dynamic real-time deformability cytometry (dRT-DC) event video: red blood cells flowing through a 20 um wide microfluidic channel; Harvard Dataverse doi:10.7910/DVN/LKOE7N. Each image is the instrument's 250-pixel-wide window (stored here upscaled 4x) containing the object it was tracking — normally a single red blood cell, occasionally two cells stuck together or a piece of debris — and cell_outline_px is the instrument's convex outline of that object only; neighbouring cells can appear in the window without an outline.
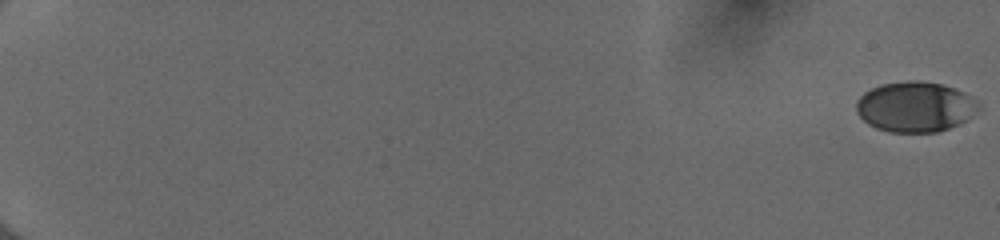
{"species": "human", "species_latin": "Homo sapiens", "temperature_condition": "cold", "stored_images_in_passage": 55, "camera_frame_rate_fps": 3000, "um_per_image_px": 0.085, "donor": {"sex": "female"}, "frame": {"image": 1, "passage_image": 1, "time_ms": 0.0, "image_size_px": [1000, 240], "cell_outline_px": [[980, 108], [976, 112], [964, 120], [948, 128], [936, 132], [888, 132], [876, 128], [868, 124], [856, 112], [856, 100], [864, 92], [880, 84], [916, 80], [944, 84], [956, 88], [964, 92], [976, 100], [980, 104]], "centroid_in_image_um": [77.77, 9.07], "position_along_channel_um": 7.2, "area_um2": 35.84}}
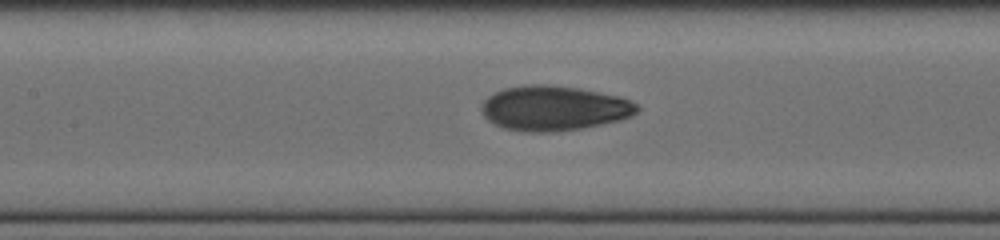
{"frame": {"image": 2, "passage_image": 30, "time_ms": 9.667, "image_size_px": [1000, 240], "cell_outline_px": [[640, 108], [632, 116], [620, 120], [584, 128], [556, 132], [524, 132], [504, 128], [488, 120], [484, 116], [484, 100], [488, 96], [504, 88], [528, 84], [548, 84], [580, 88], [620, 96], [636, 104]], "centroid_in_image_um": [47.12, 9.2], "position_along_channel_um": 160.3, "area_um2": 40.69}}
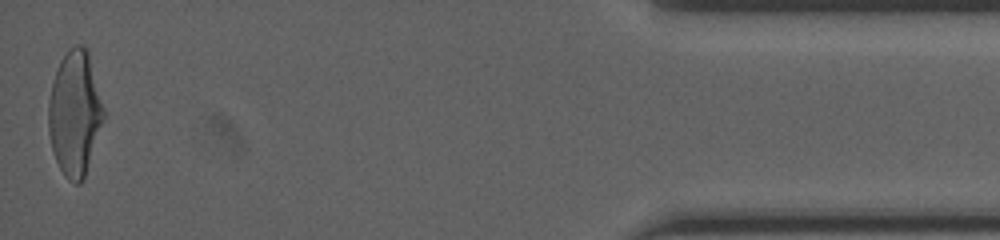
{"frame": {"image": 3, "passage_image": 55, "time_ms": 18.0, "image_size_px": [1000, 240], "cell_outline_px": [[104, 120], [84, 176], [80, 184], [76, 184], [68, 180], [64, 176], [56, 160], [52, 148], [48, 132], [48, 100], [52, 84], [60, 60], [68, 48], [76, 44], [80, 44], [88, 48], [104, 108]], "centroid_in_image_um": [6.36, 9.59], "position_along_channel_um": 428.8, "area_um2": 40.23}, "authors_computed_cell_mechanics": {"area_um2": 38.437, "velocity_mm_per_s": 4.0202, "shape_relaxation_time_tau1_ms": 3.8868, "shape_relaxation_time_tau2_ms": 1.1447, "deformation_change_tau1": 0.1668, "deformation_change_tau2": 0.0593}}